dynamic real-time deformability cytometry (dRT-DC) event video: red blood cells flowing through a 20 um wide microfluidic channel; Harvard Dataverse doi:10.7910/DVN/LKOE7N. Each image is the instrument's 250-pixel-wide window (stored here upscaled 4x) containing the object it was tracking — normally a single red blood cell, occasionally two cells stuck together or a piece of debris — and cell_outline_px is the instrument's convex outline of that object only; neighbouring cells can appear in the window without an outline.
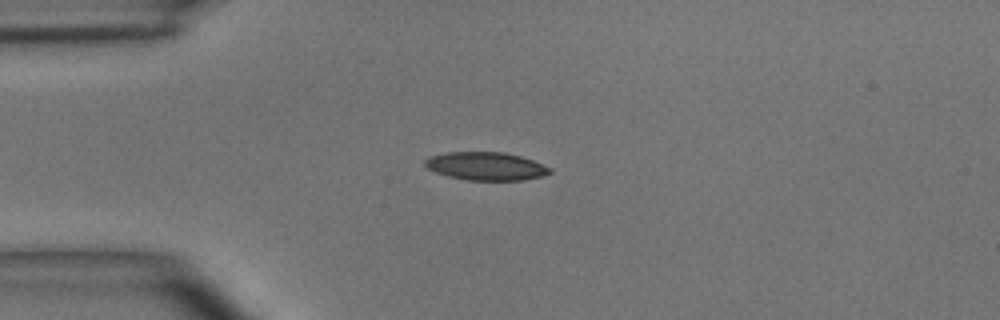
{"species": "common noctule bat (a hibernating species)", "species_latin": "Nyctalus noctula", "temperature_condition": "room temperature", "stored_images_in_passage": 38, "camera_frame_rate_fps": 3000, "um_per_image_px": 0.085, "animal": {"sex": "male", "body_mass_g": 15.6}, "frame": {"image": 1, "passage_image": 1, "time_ms": 0.0, "image_size_px": [1000, 320], "cell_outline_px": [[552, 172], [544, 176], [520, 180], [468, 180], [448, 176], [436, 172], [428, 168], [424, 164], [424, 160], [432, 156], [444, 152], [504, 152], [520, 156], [532, 160], [552, 168]], "centroid_in_image_um": [41.32, 14.12], "position_along_channel_um": 43.7, "area_um2": 20.4}}
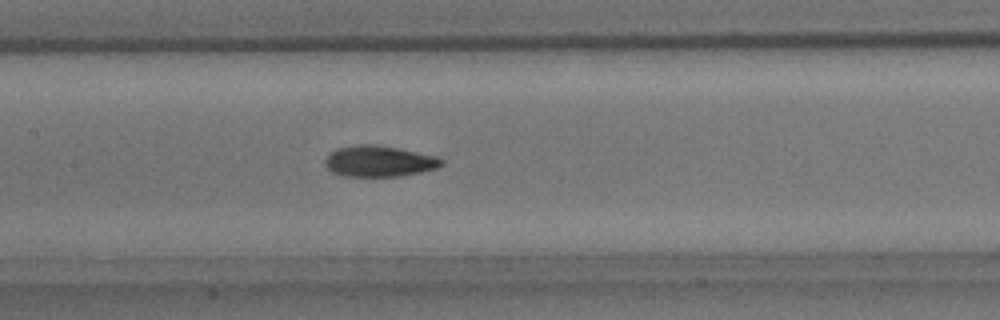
{"frame": {"image": 2, "passage_image": 12, "time_ms": 3.667, "image_size_px": [1000, 320], "cell_outline_px": [[444, 164], [436, 168], [420, 172], [400, 176], [340, 176], [332, 172], [324, 164], [324, 160], [336, 148], [356, 144], [376, 144], [436, 156], [444, 160]], "centroid_in_image_um": [32.2, 13.7], "position_along_channel_um": 175.2, "area_um2": 21.04}}
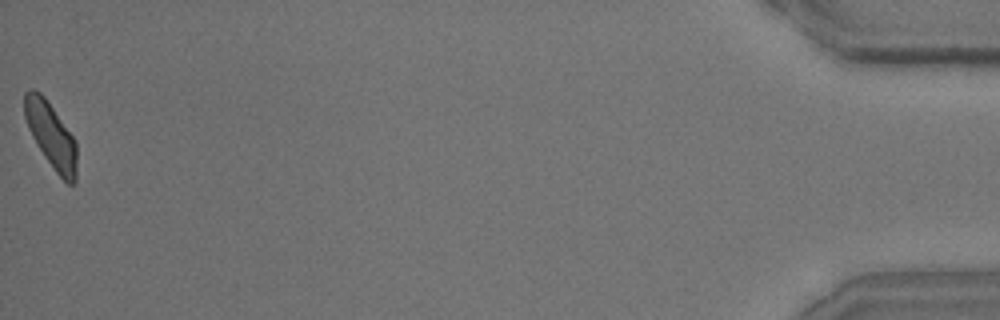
{"frame": {"image": 3, "passage_image": 38, "time_ms": 12.333, "image_size_px": [1000, 320], "cell_outline_px": [[76, 180], [72, 184], [68, 184], [56, 172], [44, 156], [32, 136], [28, 128], [24, 116], [24, 92], [28, 88], [32, 88], [40, 92], [44, 96], [76, 140]], "centroid_in_image_um": [4.32, 11.47], "position_along_channel_um": 430.9, "area_um2": 19.88}, "authors_computed_cell_mechanics": {"area_um2": 20.519, "velocity_mm_per_s": 4.0578, "shape_relaxation_time_tau1_ms": 4.0765, "shape_relaxation_time_tau2_ms": 2.0513, "deformation_change_tau1": 0.144, "deformation_change_tau2": 0.0811}}